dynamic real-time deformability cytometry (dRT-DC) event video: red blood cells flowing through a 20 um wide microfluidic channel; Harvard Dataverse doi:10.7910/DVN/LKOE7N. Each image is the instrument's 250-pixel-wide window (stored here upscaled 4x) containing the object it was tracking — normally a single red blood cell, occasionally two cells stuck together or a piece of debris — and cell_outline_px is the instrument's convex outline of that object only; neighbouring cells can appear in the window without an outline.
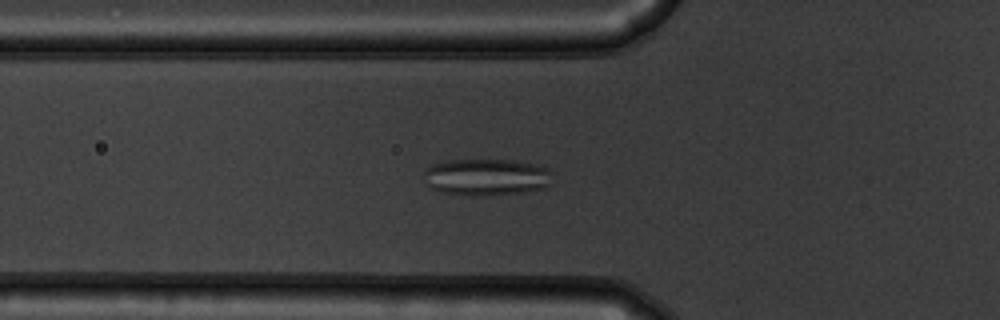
{"species": "common noctule bat (a hibernating species)", "species_latin": "Nyctalus noctula", "temperature_condition": "warm", "stored_images_in_passage": 54, "camera_frame_rate_fps": 3000, "um_per_image_px": 0.085, "animal": {"sex": "male", "body_mass_g": 19.5, "forearm_length_mm": 54.6}, "frame": {"image": 1, "passage_image": 20, "time_ms": 6.333, "image_size_px": [1000, 320], "cell_outline_px": [[552, 184], [544, 188], [524, 192], [492, 196], [472, 196], [440, 192], [424, 184], [424, 168], [432, 164], [448, 160], [512, 160], [532, 164], [548, 168], [552, 172]], "centroid_in_image_um": [41.33, 15.07], "position_along_channel_um": 84.5, "area_um2": 28.15}}
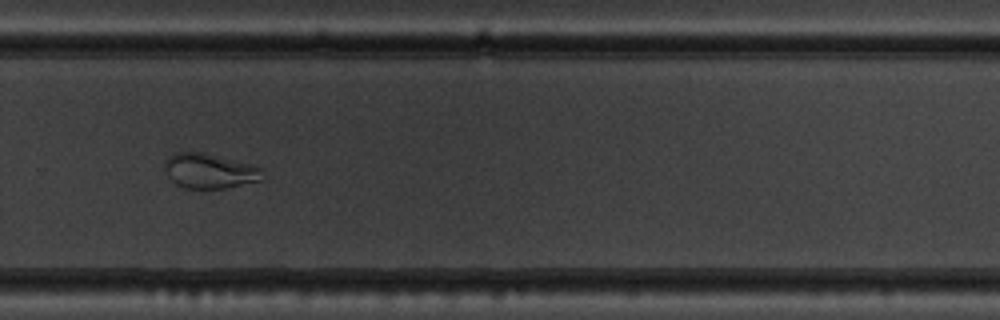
{"frame": {"image": 2, "passage_image": 38, "time_ms": 12.333, "image_size_px": [1000, 320], "cell_outline_px": [[260, 180], [224, 188], [184, 188], [176, 184], [168, 176], [164, 168], [164, 164], [168, 156], [176, 152], [200, 152], [256, 164], [260, 168]], "centroid_in_image_um": [17.77, 14.51], "position_along_channel_um": 312.0, "area_um2": 19.71}}
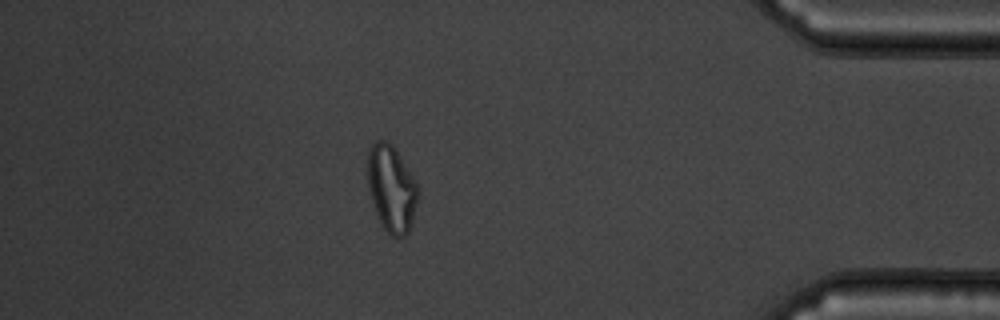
{"frame": {"image": 3, "passage_image": 48, "time_ms": 15.667, "image_size_px": [1000, 320], "cell_outline_px": [[416, 204], [412, 224], [408, 232], [404, 236], [392, 236], [384, 228], [376, 212], [372, 200], [368, 184], [368, 148], [376, 140], [388, 140], [396, 148], [412, 176], [416, 184]], "centroid_in_image_um": [33.26, 15.98], "position_along_channel_um": 401.9, "area_um2": 24.91}, "authors_computed_cell_mechanics": {"area_um2": 25.8077, "velocity_mm_per_s": 3.8043, "shape_relaxation_time_tau1_ms": null, "shape_relaxation_time_tau2_ms": 1.2484, "deformation_change_tau1": null, "deformation_change_tau2": 0.064}}